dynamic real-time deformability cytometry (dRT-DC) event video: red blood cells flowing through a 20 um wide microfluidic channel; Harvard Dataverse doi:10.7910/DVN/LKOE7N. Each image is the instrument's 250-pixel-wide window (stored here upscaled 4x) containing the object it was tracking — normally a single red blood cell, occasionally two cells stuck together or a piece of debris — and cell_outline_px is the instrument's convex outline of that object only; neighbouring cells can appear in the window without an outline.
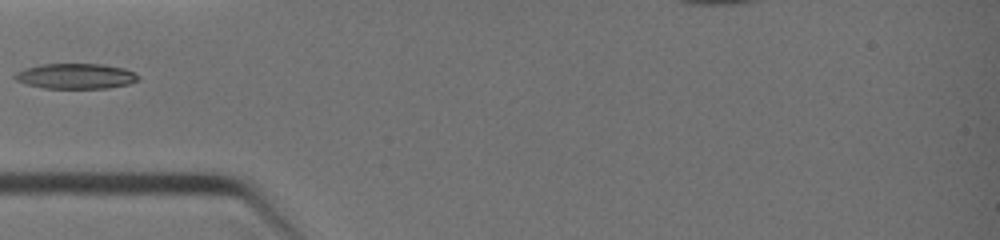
{"species": "common noctule bat (a hibernating species)", "species_latin": "Nyctalus noctula", "temperature_condition": "warm", "stored_images_in_passage": 1, "camera_frame_rate_fps": 3000, "um_per_image_px": 0.085, "animal": {"sex": "female", "body_mass_g": 19.0, "forearm_length_mm": 51.5}, "frame": {"image": 1, "passage_image": 1, "time_ms": 0.0, "image_size_px": [1000, 240], "cell_outline_px": [[140, 76], [136, 80], [128, 84], [108, 88], [44, 88], [24, 84], [16, 80], [12, 76], [16, 72], [24, 68], [40, 64], [100, 64], [124, 68], [136, 72]], "centroid_in_image_um": [6.4, 6.47], "position_along_channel_um": 78.6, "area_um2": 18.32}}